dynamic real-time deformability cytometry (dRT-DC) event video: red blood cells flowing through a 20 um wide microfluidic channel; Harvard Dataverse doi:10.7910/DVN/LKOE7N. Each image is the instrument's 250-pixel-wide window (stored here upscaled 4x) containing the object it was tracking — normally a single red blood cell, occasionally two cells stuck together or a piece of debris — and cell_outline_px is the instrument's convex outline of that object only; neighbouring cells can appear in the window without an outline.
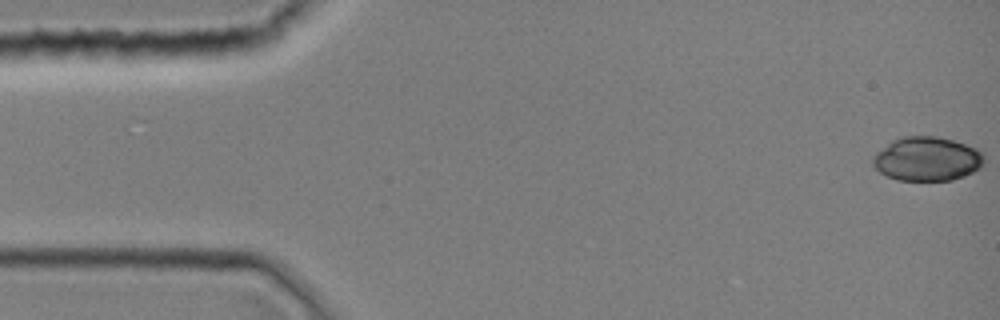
{"species": "common noctule bat (a hibernating species)", "species_latin": "Nyctalus noctula", "temperature_condition": "room temperature", "stored_images_in_passage": 39, "camera_frame_rate_fps": 3000, "um_per_image_px": 0.085, "animal": {"sex": "female", "body_mass_g": 19.0, "forearm_length_mm": 51.5}, "frame": {"image": 1, "passage_image": 1, "time_ms": 0.0, "image_size_px": [1000, 320], "cell_outline_px": [[984, 164], [980, 168], [964, 176], [952, 180], [896, 180], [880, 172], [872, 164], [872, 156], [876, 152], [892, 140], [904, 136], [936, 136], [952, 140], [976, 148], [984, 152]], "centroid_in_image_um": [78.8, 13.5], "position_along_channel_um": 6.2, "area_um2": 28.67}}
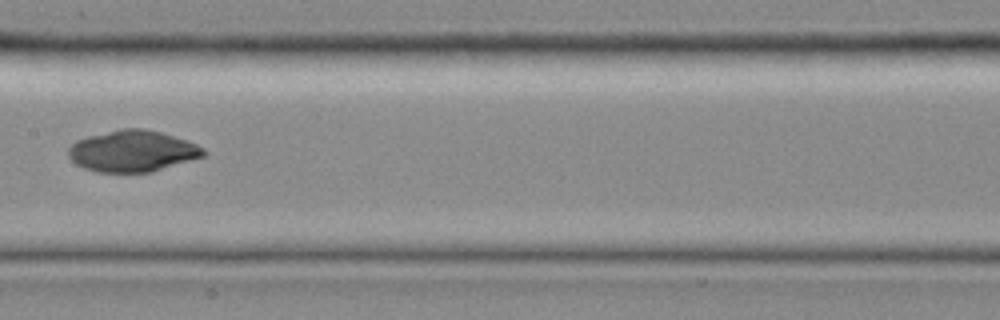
{"frame": {"image": 2, "passage_image": 20, "time_ms": 6.333, "image_size_px": [1000, 320], "cell_outline_px": [[208, 152], [204, 156], [192, 160], [152, 172], [96, 172], [84, 168], [76, 164], [68, 156], [68, 148], [76, 140], [88, 136], [120, 128], [144, 128], [160, 132], [188, 140], [204, 148]], "centroid_in_image_um": [11.28, 12.84], "position_along_channel_um": 196.1, "area_um2": 32.77}}
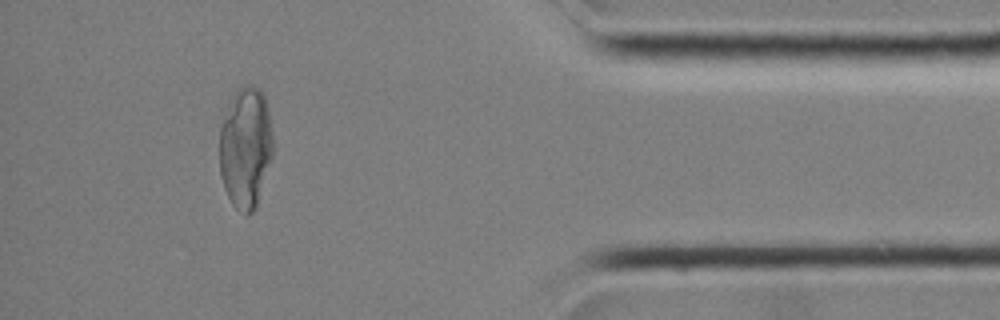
{"frame": {"image": 3, "passage_image": 35, "time_ms": 11.333, "image_size_px": [1000, 320], "cell_outline_px": [[272, 160], [256, 208], [248, 216], [244, 216], [232, 204], [224, 188], [220, 176], [220, 128], [228, 104], [236, 88], [244, 84], [252, 84], [260, 88], [264, 96], [268, 108], [272, 136]], "centroid_in_image_um": [20.88, 12.55], "position_along_channel_um": 414.3, "area_um2": 38.38}}